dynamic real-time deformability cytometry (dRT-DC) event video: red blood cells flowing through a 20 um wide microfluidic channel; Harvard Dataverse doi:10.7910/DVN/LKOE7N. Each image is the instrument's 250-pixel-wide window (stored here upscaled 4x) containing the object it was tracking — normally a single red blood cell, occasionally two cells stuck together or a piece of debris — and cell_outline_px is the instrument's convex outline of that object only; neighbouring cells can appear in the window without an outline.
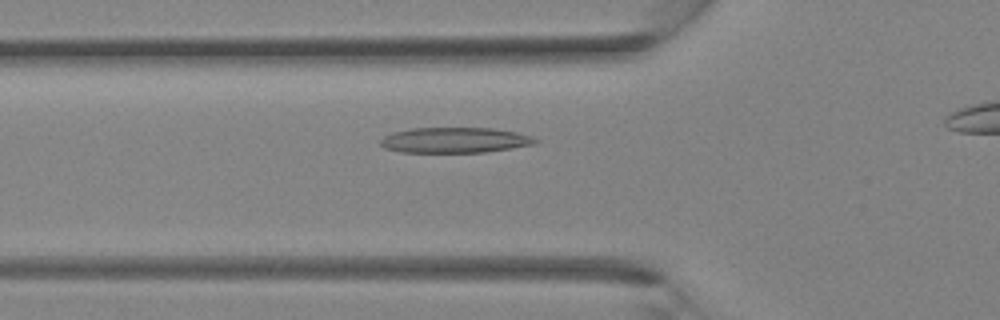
{"species": "Egyptian fruit bat (a non-hibernating species)", "species_latin": "Rousettus aegyptiacus", "temperature_condition": "room temperature", "stored_images_in_passage": 26, "camera_frame_rate_fps": 3000, "um_per_image_px": 0.085, "animal": {"sex": "female"}, "frame": {"image": 1, "passage_image": 8, "time_ms": 2.333, "image_size_px": [1000, 320], "cell_outline_px": [[540, 140], [536, 144], [512, 148], [484, 152], [400, 152], [384, 148], [380, 144], [380, 140], [384, 136], [392, 132], [412, 128], [492, 128], [516, 132], [532, 136]], "centroid_in_image_um": [38.66, 11.91], "position_along_channel_um": 87.1, "area_um2": 23.06}}
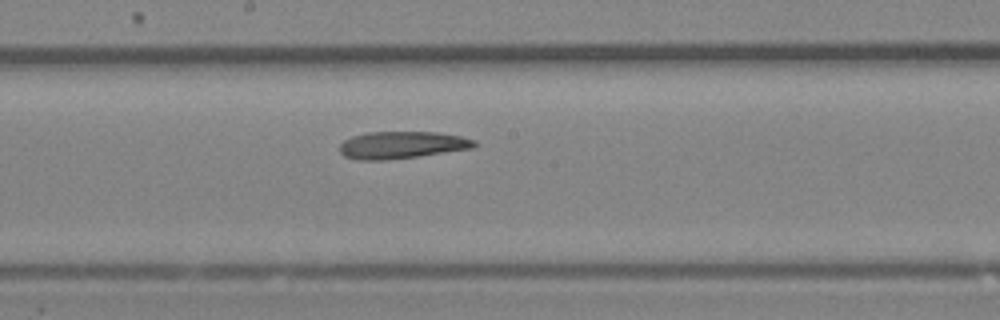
{"frame": {"image": 2, "passage_image": 15, "time_ms": 4.667, "image_size_px": [1000, 320], "cell_outline_px": [[476, 148], [416, 156], [384, 160], [356, 160], [344, 156], [340, 152], [340, 144], [344, 140], [352, 136], [368, 132], [436, 132], [460, 136], [476, 140]], "centroid_in_image_um": [34.16, 12.32], "position_along_channel_um": 214.0, "area_um2": 21.33}}
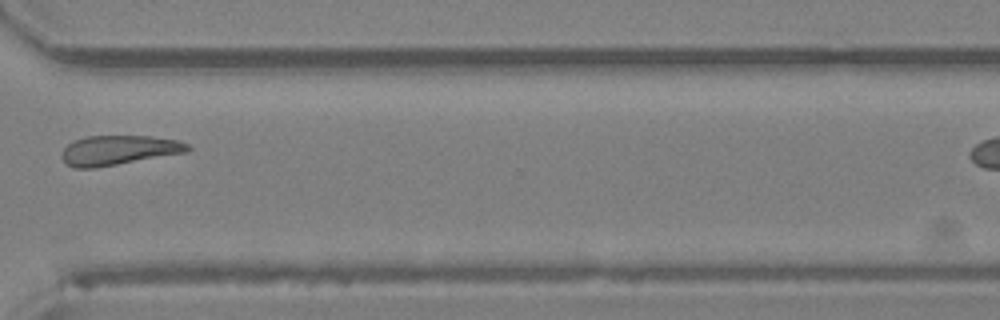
{"frame": {"image": 3, "passage_image": 23, "time_ms": 7.333, "image_size_px": [1000, 320], "cell_outline_px": [[192, 148], [188, 152], [96, 168], [72, 168], [64, 164], [60, 156], [64, 148], [72, 140], [88, 136], [148, 136], [176, 140], [188, 144]], "centroid_in_image_um": [10.03, 12.78], "position_along_channel_um": 360.6, "area_um2": 21.96}}